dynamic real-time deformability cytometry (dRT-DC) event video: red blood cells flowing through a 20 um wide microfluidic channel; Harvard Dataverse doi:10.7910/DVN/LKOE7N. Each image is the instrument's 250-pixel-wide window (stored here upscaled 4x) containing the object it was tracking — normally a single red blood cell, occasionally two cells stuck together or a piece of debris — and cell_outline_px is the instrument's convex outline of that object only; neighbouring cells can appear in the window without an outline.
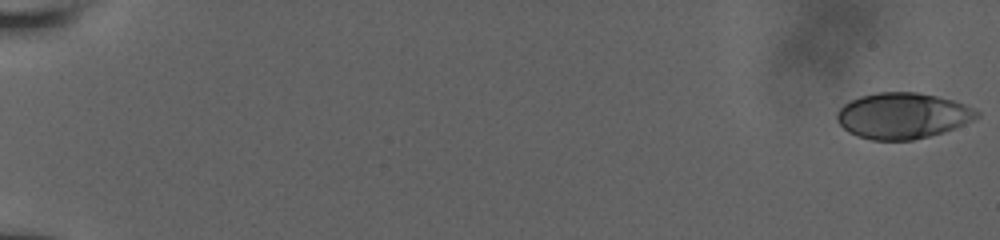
{"species": "human", "species_latin": "Homo sapiens", "temperature_condition": "room temperature", "stored_images_in_passage": 56, "camera_frame_rate_fps": 3000, "um_per_image_px": 0.085, "donor": {"sex": "male"}, "frame": {"image": 1, "passage_image": 1, "time_ms": 0.0, "image_size_px": [1000, 240], "cell_outline_px": [[980, 116], [972, 120], [944, 132], [912, 140], [872, 140], [856, 136], [848, 132], [836, 120], [836, 112], [844, 104], [860, 96], [876, 92], [916, 92], [936, 96], [952, 100], [964, 104], [980, 112]], "centroid_in_image_um": [76.69, 9.84], "position_along_channel_um": 8.3, "area_um2": 37.34}}
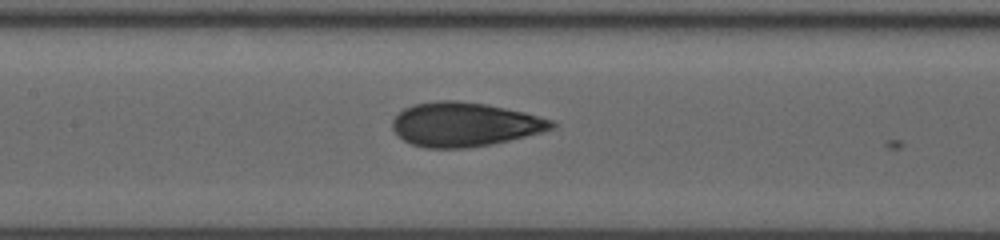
{"frame": {"image": 2, "passage_image": 30, "time_ms": 9.667, "image_size_px": [1000, 240], "cell_outline_px": [[556, 128], [544, 132], [492, 144], [468, 148], [424, 148], [412, 144], [404, 140], [392, 128], [392, 120], [404, 108], [412, 104], [440, 100], [456, 100], [488, 104], [524, 112], [552, 120], [556, 124]], "centroid_in_image_um": [39.51, 10.57], "position_along_channel_um": 167.9, "area_um2": 41.1}}
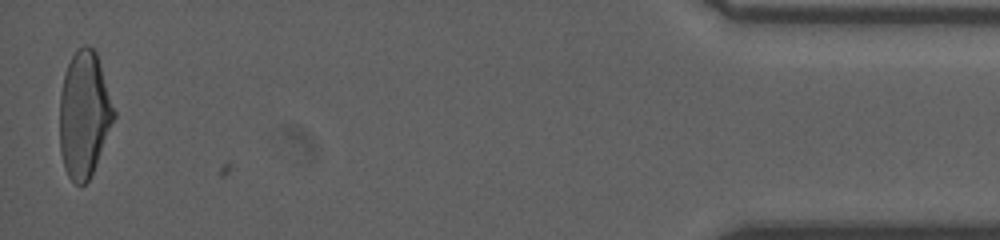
{"frame": {"image": 3, "passage_image": 56, "time_ms": 18.333, "image_size_px": [1000, 240], "cell_outline_px": [[116, 116], [92, 172], [88, 180], [84, 184], [76, 184], [68, 176], [64, 168], [60, 152], [60, 92], [64, 76], [68, 64], [72, 56], [84, 44], [88, 44], [96, 52], [116, 112]], "centroid_in_image_um": [7.15, 9.72], "position_along_channel_um": 428.1, "area_um2": 39.54}, "authors_computed_cell_mechanics": {"area_um2": 39.6508, "velocity_mm_per_s": 3.9167, "shape_relaxation_time_tau1_ms": 5.1246, "shape_relaxation_time_tau2_ms": 0.9945, "deformation_change_tau1": 0.1736, "deformation_change_tau2": 0.0651}}